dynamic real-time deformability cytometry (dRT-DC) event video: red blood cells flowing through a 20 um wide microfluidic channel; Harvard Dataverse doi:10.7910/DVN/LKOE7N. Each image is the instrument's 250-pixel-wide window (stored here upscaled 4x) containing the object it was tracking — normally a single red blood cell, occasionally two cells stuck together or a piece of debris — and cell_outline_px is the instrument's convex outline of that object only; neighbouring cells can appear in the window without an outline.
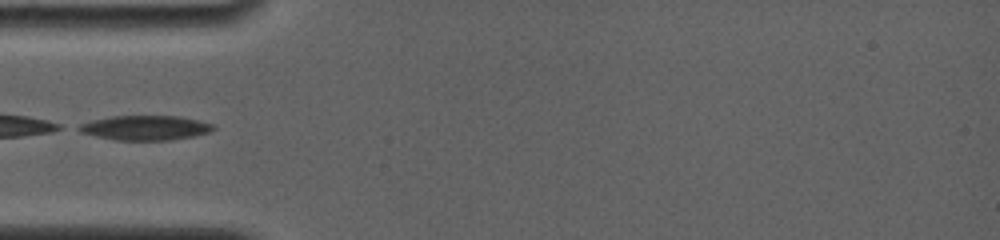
{"species": "common noctule bat (a hibernating species)", "species_latin": "Nyctalus noctula", "temperature_condition": "room temperature", "stored_images_in_passage": 24, "camera_frame_rate_fps": 4000, "um_per_image_px": 0.085, "animal": {"sex": "female", "body_mass_g": 19.0, "forearm_length_mm": 56.7}, "frame": {"image": 1, "passage_image": 1, "time_ms": 0.0, "image_size_px": [1000, 240], "cell_outline_px": [[216, 128], [208, 132], [192, 136], [172, 140], [116, 140], [96, 136], [80, 132], [72, 128], [80, 124], [92, 120], [112, 116], [180, 116], [212, 124]], "centroid_in_image_um": [12.28, 10.86], "position_along_channel_um": 72.7, "area_um2": 19.25}}
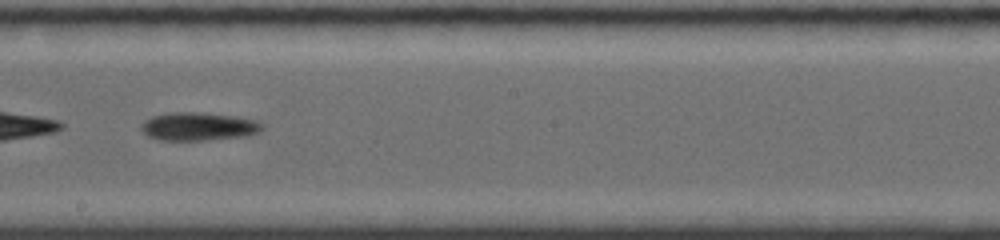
{"frame": {"image": 2, "passage_image": 9, "time_ms": 4.25, "image_size_px": [1000, 240], "cell_outline_px": [[264, 128], [260, 132], [248, 136], [208, 140], [160, 140], [148, 136], [140, 128], [140, 124], [144, 120], [152, 116], [168, 112], [200, 112], [236, 116], [256, 120], [264, 124]], "centroid_in_image_um": [16.89, 10.74], "position_along_channel_um": 231.3, "area_um2": 20.23}}
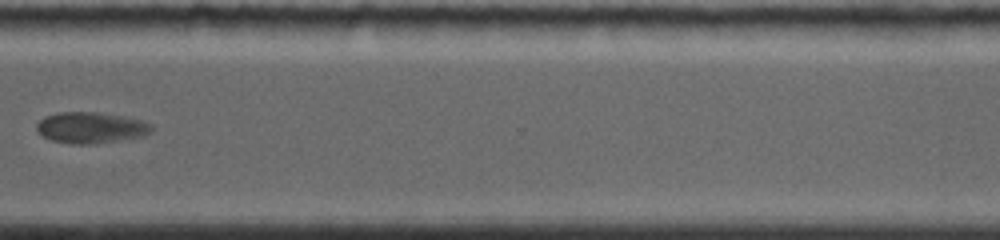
{"frame": {"image": 3, "passage_image": 15, "time_ms": 7.75, "image_size_px": [1000, 240], "cell_outline_px": [[152, 132], [140, 136], [116, 140], [88, 144], [72, 144], [52, 140], [44, 136], [36, 128], [36, 124], [44, 116], [60, 112], [96, 112], [120, 116], [140, 120], [152, 124]], "centroid_in_image_um": [7.69, 10.84], "position_along_channel_um": 362.9, "area_um2": 20.4}}